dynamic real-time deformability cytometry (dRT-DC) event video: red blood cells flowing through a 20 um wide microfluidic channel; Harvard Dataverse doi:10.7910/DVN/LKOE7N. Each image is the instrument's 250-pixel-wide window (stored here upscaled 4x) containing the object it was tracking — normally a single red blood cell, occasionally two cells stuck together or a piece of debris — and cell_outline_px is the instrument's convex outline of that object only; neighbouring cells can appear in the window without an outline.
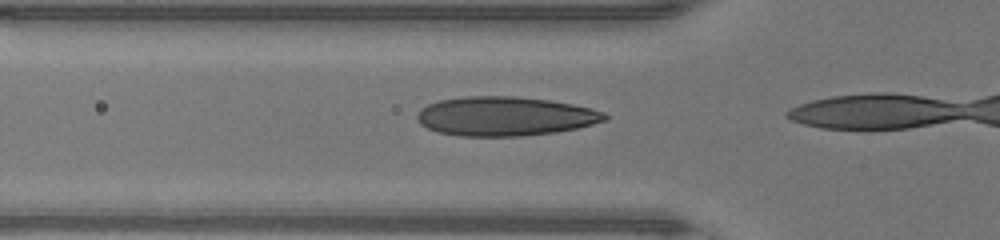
{"species": "human", "species_latin": "Homo sapiens", "temperature_condition": "warm", "stored_images_in_passage": 3, "camera_frame_rate_fps": 3000, "um_per_image_px": 0.085, "donor": {"sex": "male"}, "frame": {"image": 1, "passage_image": 2, "time_ms": 0.333, "image_size_px": [1000, 240], "cell_outline_px": [[608, 120], [576, 128], [556, 132], [524, 136], [460, 136], [436, 132], [420, 124], [416, 116], [420, 108], [428, 104], [440, 100], [468, 96], [516, 96], [548, 100], [572, 104], [592, 108], [604, 112], [608, 116]], "centroid_in_image_um": [42.92, 9.88], "position_along_channel_um": 82.9, "area_um2": 43.0}}